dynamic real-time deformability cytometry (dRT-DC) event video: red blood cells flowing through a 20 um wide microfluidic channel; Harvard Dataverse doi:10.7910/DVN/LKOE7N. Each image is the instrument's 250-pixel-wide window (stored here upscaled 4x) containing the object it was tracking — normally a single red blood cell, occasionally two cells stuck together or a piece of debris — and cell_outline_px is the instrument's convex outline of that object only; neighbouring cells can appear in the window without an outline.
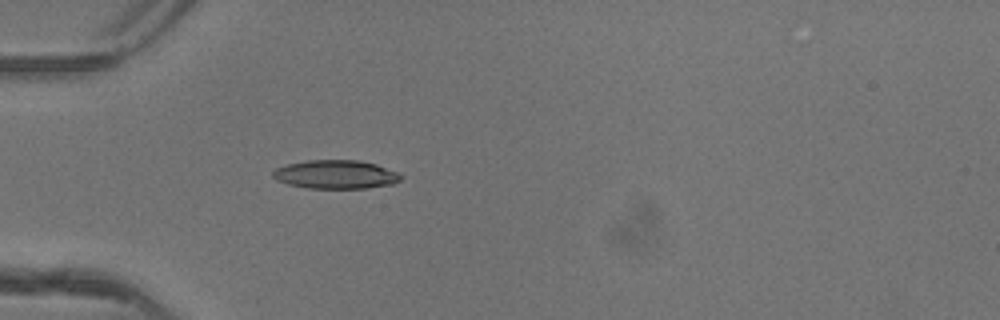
{"species": "common noctule bat (a hibernating species)", "species_latin": "Nyctalus noctula", "temperature_condition": "warm", "stored_images_in_passage": 29, "camera_frame_rate_fps": 3000, "um_per_image_px": 0.085, "animal": {"sex": "female"}, "frame": {"image": 1, "passage_image": 1, "time_ms": 0.0, "image_size_px": [1000, 320], "cell_outline_px": [[404, 176], [400, 180], [392, 184], [368, 188], [308, 188], [288, 184], [276, 180], [272, 176], [272, 172], [276, 168], [288, 164], [308, 160], [360, 160], [376, 164], [396, 172]], "centroid_in_image_um": [28.53, 14.83], "position_along_channel_um": 56.5, "area_um2": 21.33}}
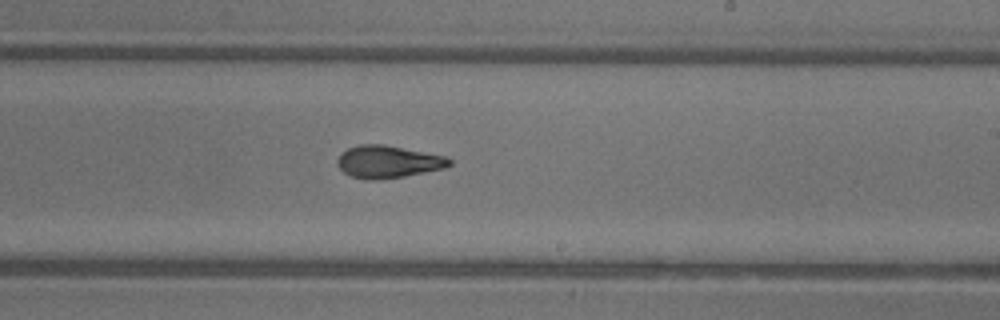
{"frame": {"image": 2, "passage_image": 16, "time_ms": 5.0, "image_size_px": [1000, 320], "cell_outline_px": [[452, 164], [444, 168], [404, 176], [376, 180], [368, 180], [352, 176], [344, 172], [336, 164], [336, 160], [340, 152], [348, 148], [360, 144], [384, 144], [448, 156], [452, 160]], "centroid_in_image_um": [32.98, 13.73], "position_along_channel_um": 256.0, "area_um2": 21.33}}
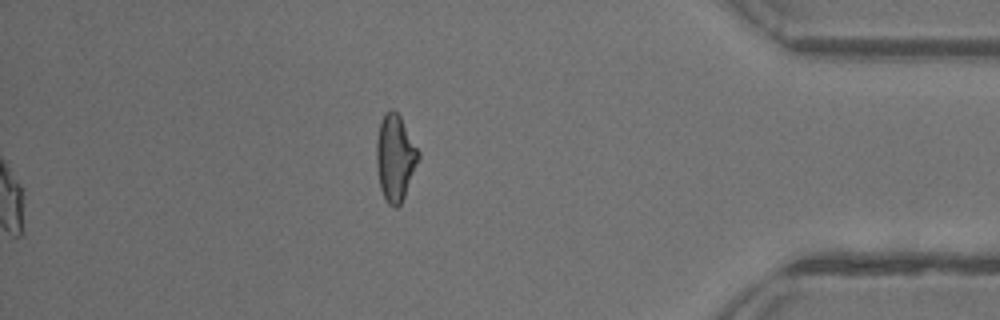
{"frame": {"image": 3, "passage_image": 29, "time_ms": 9.333, "image_size_px": [1000, 320], "cell_outline_px": [[420, 156], [404, 196], [400, 204], [396, 208], [388, 204], [380, 188], [376, 164], [376, 140], [380, 120], [392, 108], [400, 116], [420, 152]], "centroid_in_image_um": [33.58, 13.4], "position_along_channel_um": 401.6, "area_um2": 20.92}, "authors_computed_cell_mechanics": {"area_um2": 21.0392, "velocity_mm_per_s": 4.1613, "shape_relaxation_time_tau1_ms": null, "shape_relaxation_time_tau2_ms": 2.2976, "deformation_change_tau1": null, "deformation_change_tau2": 0.1021}}